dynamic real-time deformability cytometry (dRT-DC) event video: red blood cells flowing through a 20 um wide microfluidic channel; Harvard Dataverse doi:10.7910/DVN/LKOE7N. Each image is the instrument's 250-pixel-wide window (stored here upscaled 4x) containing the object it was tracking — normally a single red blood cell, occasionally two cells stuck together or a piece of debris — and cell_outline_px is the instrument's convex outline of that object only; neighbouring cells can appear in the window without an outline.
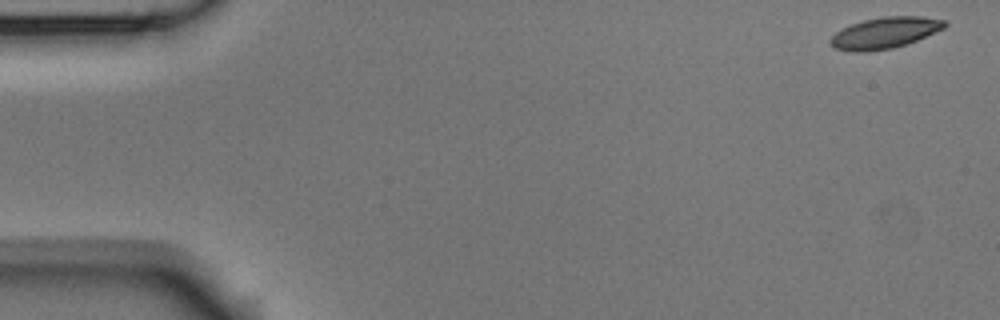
{"species": "Egyptian fruit bat (a non-hibernating species)", "species_latin": "Rousettus aegyptiacus", "temperature_condition": "room temperature", "stored_images_in_passage": 4, "camera_frame_rate_fps": 3000, "um_per_image_px": 0.085, "animal": {"sex": "male"}, "frame": {"image": 1, "passage_image": 1, "time_ms": 0.0, "image_size_px": [1000, 320], "cell_outline_px": [[948, 24], [944, 28], [916, 40], [892, 48], [864, 52], [848, 52], [836, 48], [828, 40], [836, 32], [852, 24], [864, 20], [884, 16], [920, 16], [944, 20]], "centroid_in_image_um": [75.19, 2.79], "position_along_channel_um": 9.8, "area_um2": 20.52}}